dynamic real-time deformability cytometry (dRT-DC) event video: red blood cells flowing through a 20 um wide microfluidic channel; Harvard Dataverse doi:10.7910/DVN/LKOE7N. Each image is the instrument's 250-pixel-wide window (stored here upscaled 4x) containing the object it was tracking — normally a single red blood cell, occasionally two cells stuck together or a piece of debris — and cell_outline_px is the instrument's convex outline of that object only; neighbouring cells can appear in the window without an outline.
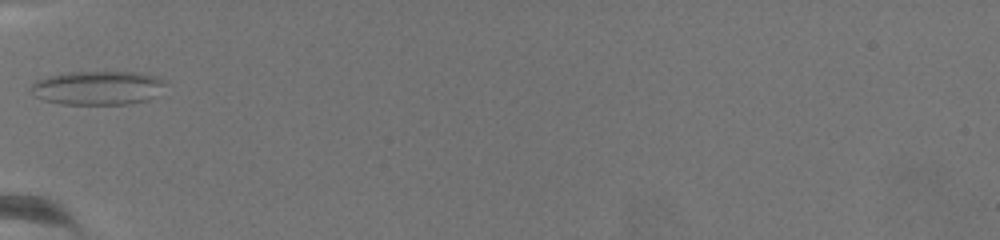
{"species": "common noctule bat (a hibernating species)", "species_latin": "Nyctalus noctula", "temperature_condition": "warm", "stored_images_in_passage": 3, "camera_frame_rate_fps": 3000, "um_per_image_px": 0.085, "animal": {"sex": "female", "body_mass_g": 19.5, "forearm_length_mm": 54.1}, "frame": {"image": 1, "passage_image": 1, "time_ms": 0.0, "image_size_px": [1000, 240], "cell_outline_px": [[168, 80], [148, 100], [128, 104], [60, 104], [44, 100], [36, 96], [32, 92], [32, 84], [36, 80], [48, 76], [68, 72], [140, 72]], "centroid_in_image_um": [8.28, 7.46], "position_along_channel_um": 76.7, "area_um2": 26.36}}